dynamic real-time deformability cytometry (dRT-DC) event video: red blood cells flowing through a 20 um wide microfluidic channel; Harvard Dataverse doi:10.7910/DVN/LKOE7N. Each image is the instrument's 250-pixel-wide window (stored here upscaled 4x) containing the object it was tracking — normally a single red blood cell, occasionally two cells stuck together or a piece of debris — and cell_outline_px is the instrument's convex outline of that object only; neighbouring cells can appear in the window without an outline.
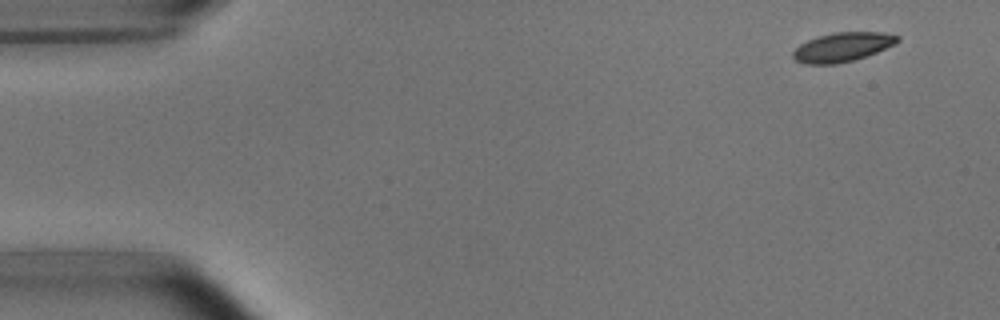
{"species": "common noctule bat (a hibernating species)", "species_latin": "Nyctalus noctula", "temperature_condition": "room temperature", "stored_images_in_passage": 6, "camera_frame_rate_fps": 3000, "um_per_image_px": 0.085, "animal": {"sex": "male", "body_mass_g": 15.6}, "frame": {"image": 1, "passage_image": 1, "time_ms": 0.0, "image_size_px": [1000, 320], "cell_outline_px": [[900, 40], [896, 44], [876, 52], [852, 60], [836, 64], [804, 64], [796, 60], [792, 56], [792, 52], [800, 44], [808, 40], [820, 36], [836, 32], [884, 32], [900, 36]], "centroid_in_image_um": [71.62, 3.99], "position_along_channel_um": 13.4, "area_um2": 17.63}}
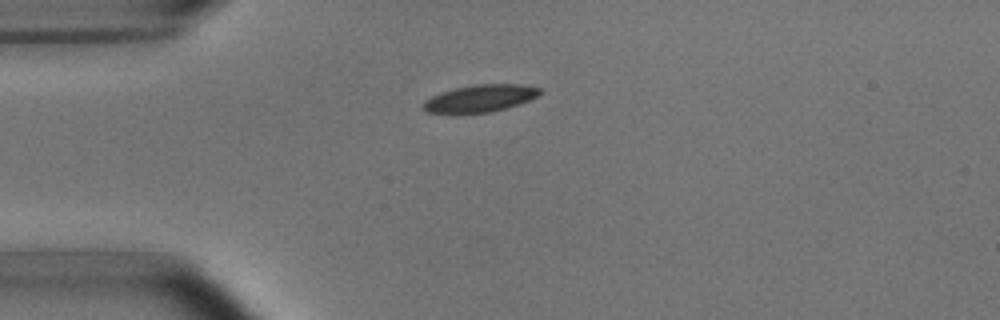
{"frame": {"image": 2, "passage_image": 4, "time_ms": 3.333, "image_size_px": [1000, 320], "cell_outline_px": [[544, 92], [528, 100], [492, 112], [428, 112], [424, 108], [424, 100], [440, 92], [472, 84], [520, 84], [540, 88]], "centroid_in_image_um": [40.84, 8.33], "position_along_channel_um": 44.2, "area_um2": 18.03}}
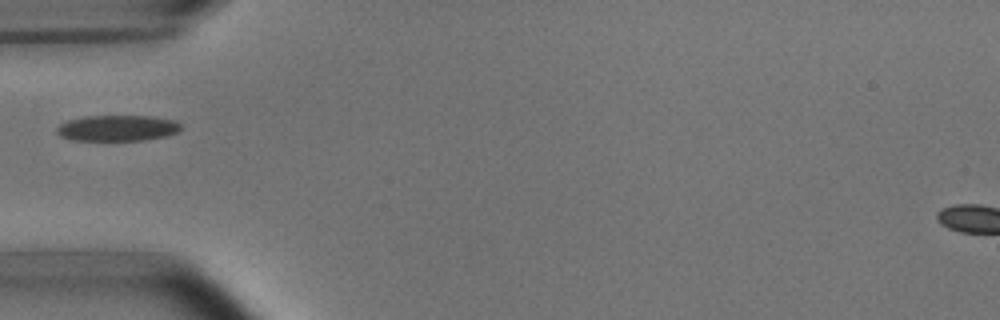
{"frame": {"image": 3, "passage_image": 5, "time_ms": 4.667, "image_size_px": [1000, 320], "cell_outline_px": [[184, 128], [168, 136], [144, 140], [72, 140], [60, 136], [56, 132], [56, 128], [60, 124], [68, 120], [84, 116], [148, 116], [176, 120]], "centroid_in_image_um": [10.0, 10.89], "position_along_channel_um": 75.0, "area_um2": 18.84}}